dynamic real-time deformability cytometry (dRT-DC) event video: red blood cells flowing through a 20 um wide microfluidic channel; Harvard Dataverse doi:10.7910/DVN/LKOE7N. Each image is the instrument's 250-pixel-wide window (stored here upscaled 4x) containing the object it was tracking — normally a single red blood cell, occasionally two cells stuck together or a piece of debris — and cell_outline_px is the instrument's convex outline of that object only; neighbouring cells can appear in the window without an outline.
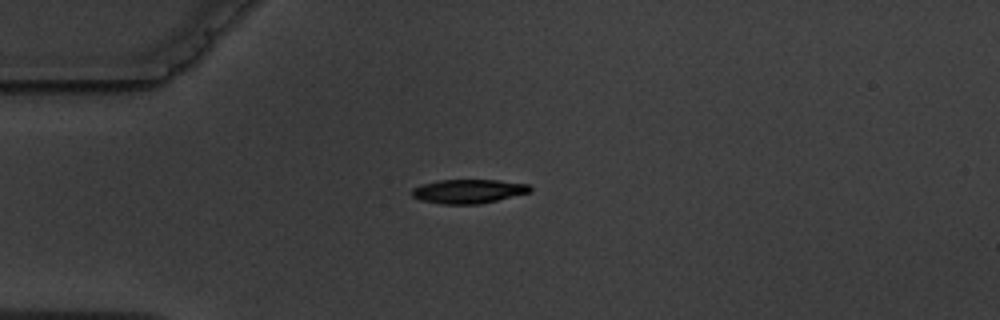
{"species": "common noctule bat (a hibernating species)", "species_latin": "Nyctalus noctula", "temperature_condition": "warm", "stored_images_in_passage": 7, "camera_frame_rate_fps": 3000, "um_per_image_px": 0.085, "animal": {"sex": "male", "body_mass_g": 19.5, "forearm_length_mm": 54.6}, "frame": {"image": 1, "passage_image": 1, "time_ms": 0.0, "image_size_px": [1000, 320], "cell_outline_px": [[532, 192], [480, 204], [440, 204], [420, 200], [412, 196], [412, 188], [420, 184], [440, 180], [496, 180], [528, 184], [532, 188]], "centroid_in_image_um": [39.8, 16.26], "position_along_channel_um": 45.2, "area_um2": 16.65}}
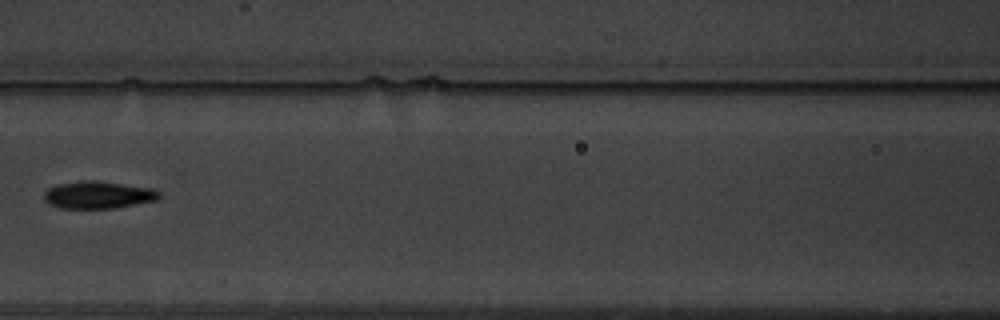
{"frame": {"image": 2, "passage_image": 4, "time_ms": 3.667, "image_size_px": [1000, 320], "cell_outline_px": [[160, 196], [156, 200], [116, 208], [60, 208], [48, 204], [44, 200], [44, 192], [48, 188], [56, 184], [80, 180], [96, 180], [152, 188], [160, 192]], "centroid_in_image_um": [8.3, 16.56], "position_along_channel_um": 158.3, "area_um2": 18.5}}
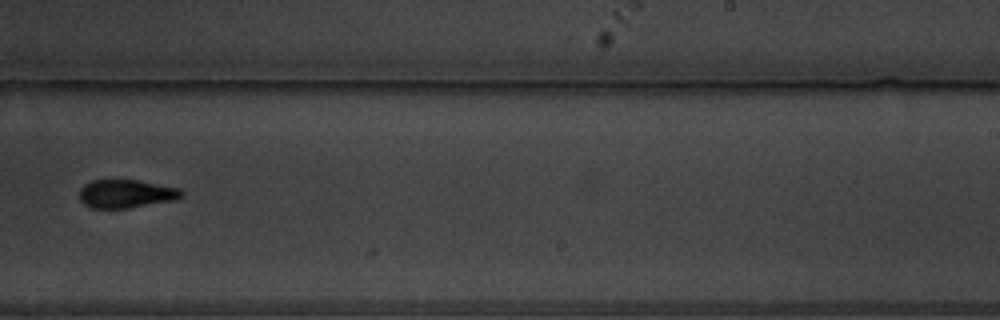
{"frame": {"image": 3, "passage_image": 7, "time_ms": 7.0, "image_size_px": [1000, 320], "cell_outline_px": [[184, 196], [172, 200], [128, 208], [92, 208], [84, 204], [80, 200], [80, 188], [84, 184], [92, 180], [136, 180], [180, 188], [184, 192]], "centroid_in_image_um": [10.71, 16.46], "position_along_channel_um": 278.3, "area_um2": 16.76}}